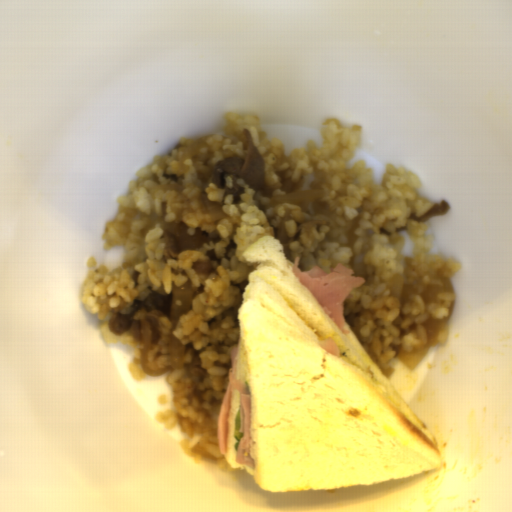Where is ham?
Instances as JSON below:
<instances>
[{
  "label": "ham",
  "instance_id": "ham-2",
  "mask_svg": "<svg viewBox=\"0 0 512 512\" xmlns=\"http://www.w3.org/2000/svg\"><path fill=\"white\" fill-rule=\"evenodd\" d=\"M239 347L231 350V366L228 369L229 382L222 402L219 408L217 420V442L219 453L224 454L228 451V433L229 425L228 418L232 406L233 395L238 391L241 395L239 405L240 428L242 432L237 447L235 463L243 464L251 468H255V461L251 457V448L253 446L252 432V393L246 384L236 379V372L238 363L236 357L238 356Z\"/></svg>",
  "mask_w": 512,
  "mask_h": 512
},
{
  "label": "ham",
  "instance_id": "ham-1",
  "mask_svg": "<svg viewBox=\"0 0 512 512\" xmlns=\"http://www.w3.org/2000/svg\"><path fill=\"white\" fill-rule=\"evenodd\" d=\"M300 261V256H296L292 273L335 322L342 334L351 333L343 328L347 326L344 302L350 291L365 284L367 279L353 275L354 270L348 269L340 262L334 268H330V273H326L319 265H315L307 272H301Z\"/></svg>",
  "mask_w": 512,
  "mask_h": 512
},
{
  "label": "ham",
  "instance_id": "ham-3",
  "mask_svg": "<svg viewBox=\"0 0 512 512\" xmlns=\"http://www.w3.org/2000/svg\"><path fill=\"white\" fill-rule=\"evenodd\" d=\"M317 344L325 352L341 359L342 352H341L338 344L334 341V339L331 336L326 339H323L322 341H320Z\"/></svg>",
  "mask_w": 512,
  "mask_h": 512
}]
</instances>
